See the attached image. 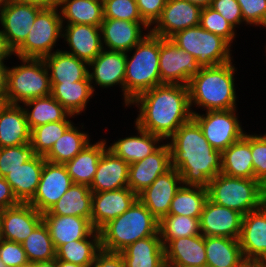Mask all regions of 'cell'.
<instances>
[{"label": "cell", "mask_w": 266, "mask_h": 267, "mask_svg": "<svg viewBox=\"0 0 266 267\" xmlns=\"http://www.w3.org/2000/svg\"><path fill=\"white\" fill-rule=\"evenodd\" d=\"M169 139L171 167L180 174L182 185L207 188L210 180L221 173V151L209 144L193 118Z\"/></svg>", "instance_id": "6da1fadb"}, {"label": "cell", "mask_w": 266, "mask_h": 267, "mask_svg": "<svg viewBox=\"0 0 266 267\" xmlns=\"http://www.w3.org/2000/svg\"><path fill=\"white\" fill-rule=\"evenodd\" d=\"M139 108L135 125L164 139L192 118L188 86L162 84L143 92L130 105ZM140 106V107H139Z\"/></svg>", "instance_id": "7a4b0ae2"}, {"label": "cell", "mask_w": 266, "mask_h": 267, "mask_svg": "<svg viewBox=\"0 0 266 267\" xmlns=\"http://www.w3.org/2000/svg\"><path fill=\"white\" fill-rule=\"evenodd\" d=\"M228 62L213 67H203L188 83L190 108L193 104L206 111L231 110L236 108L234 83L235 67Z\"/></svg>", "instance_id": "3957f363"}, {"label": "cell", "mask_w": 266, "mask_h": 267, "mask_svg": "<svg viewBox=\"0 0 266 267\" xmlns=\"http://www.w3.org/2000/svg\"><path fill=\"white\" fill-rule=\"evenodd\" d=\"M159 220L137 199L122 215L100 230L101 249L120 253L128 245L153 235H159Z\"/></svg>", "instance_id": "277c9868"}, {"label": "cell", "mask_w": 266, "mask_h": 267, "mask_svg": "<svg viewBox=\"0 0 266 267\" xmlns=\"http://www.w3.org/2000/svg\"><path fill=\"white\" fill-rule=\"evenodd\" d=\"M132 49L129 58L126 52L124 103L129 105L137 96L155 86L162 85L159 72V36L149 31Z\"/></svg>", "instance_id": "5b68a950"}, {"label": "cell", "mask_w": 266, "mask_h": 267, "mask_svg": "<svg viewBox=\"0 0 266 267\" xmlns=\"http://www.w3.org/2000/svg\"><path fill=\"white\" fill-rule=\"evenodd\" d=\"M208 198L243 216L259 209L264 203V186L254 178H238L219 173L210 180Z\"/></svg>", "instance_id": "8992f818"}, {"label": "cell", "mask_w": 266, "mask_h": 267, "mask_svg": "<svg viewBox=\"0 0 266 267\" xmlns=\"http://www.w3.org/2000/svg\"><path fill=\"white\" fill-rule=\"evenodd\" d=\"M21 65L8 67L7 100L23 104L51 94L49 71L43 59L18 58Z\"/></svg>", "instance_id": "52a82bcc"}, {"label": "cell", "mask_w": 266, "mask_h": 267, "mask_svg": "<svg viewBox=\"0 0 266 267\" xmlns=\"http://www.w3.org/2000/svg\"><path fill=\"white\" fill-rule=\"evenodd\" d=\"M170 39L195 57L200 68L213 67L233 60L231 45L221 36L206 31L200 25L177 32Z\"/></svg>", "instance_id": "ba28073f"}, {"label": "cell", "mask_w": 266, "mask_h": 267, "mask_svg": "<svg viewBox=\"0 0 266 267\" xmlns=\"http://www.w3.org/2000/svg\"><path fill=\"white\" fill-rule=\"evenodd\" d=\"M63 23L58 8H43L35 19L25 41L14 51L18 58L43 59L51 55L58 38H62Z\"/></svg>", "instance_id": "9c48e42d"}, {"label": "cell", "mask_w": 266, "mask_h": 267, "mask_svg": "<svg viewBox=\"0 0 266 267\" xmlns=\"http://www.w3.org/2000/svg\"><path fill=\"white\" fill-rule=\"evenodd\" d=\"M191 112L192 118L202 129L204 137L216 150L224 151L245 135L235 114L236 109L206 111L203 115L194 110Z\"/></svg>", "instance_id": "30bf717a"}, {"label": "cell", "mask_w": 266, "mask_h": 267, "mask_svg": "<svg viewBox=\"0 0 266 267\" xmlns=\"http://www.w3.org/2000/svg\"><path fill=\"white\" fill-rule=\"evenodd\" d=\"M199 70L194 56L177 47L172 39L159 36V72L163 84L187 86Z\"/></svg>", "instance_id": "8fae6325"}, {"label": "cell", "mask_w": 266, "mask_h": 267, "mask_svg": "<svg viewBox=\"0 0 266 267\" xmlns=\"http://www.w3.org/2000/svg\"><path fill=\"white\" fill-rule=\"evenodd\" d=\"M43 8L15 0H3L0 23L9 46L15 51L27 38L37 14Z\"/></svg>", "instance_id": "7c38bea8"}, {"label": "cell", "mask_w": 266, "mask_h": 267, "mask_svg": "<svg viewBox=\"0 0 266 267\" xmlns=\"http://www.w3.org/2000/svg\"><path fill=\"white\" fill-rule=\"evenodd\" d=\"M72 184V178L64 164L45 160L37 191L28 203L43 214L49 211Z\"/></svg>", "instance_id": "4fadbf2b"}, {"label": "cell", "mask_w": 266, "mask_h": 267, "mask_svg": "<svg viewBox=\"0 0 266 267\" xmlns=\"http://www.w3.org/2000/svg\"><path fill=\"white\" fill-rule=\"evenodd\" d=\"M238 240L246 262L266 263V203L243 216Z\"/></svg>", "instance_id": "5bb4252c"}, {"label": "cell", "mask_w": 266, "mask_h": 267, "mask_svg": "<svg viewBox=\"0 0 266 267\" xmlns=\"http://www.w3.org/2000/svg\"><path fill=\"white\" fill-rule=\"evenodd\" d=\"M202 8L186 0H167L156 25L150 32L162 38H171L177 32L199 26Z\"/></svg>", "instance_id": "9a60e30c"}, {"label": "cell", "mask_w": 266, "mask_h": 267, "mask_svg": "<svg viewBox=\"0 0 266 267\" xmlns=\"http://www.w3.org/2000/svg\"><path fill=\"white\" fill-rule=\"evenodd\" d=\"M243 215L207 199L199 218L203 236H218L238 239L241 232Z\"/></svg>", "instance_id": "2e32d148"}, {"label": "cell", "mask_w": 266, "mask_h": 267, "mask_svg": "<svg viewBox=\"0 0 266 267\" xmlns=\"http://www.w3.org/2000/svg\"><path fill=\"white\" fill-rule=\"evenodd\" d=\"M42 221V213L29 203L3 209L0 211L2 239L22 243Z\"/></svg>", "instance_id": "e0dca14e"}, {"label": "cell", "mask_w": 266, "mask_h": 267, "mask_svg": "<svg viewBox=\"0 0 266 267\" xmlns=\"http://www.w3.org/2000/svg\"><path fill=\"white\" fill-rule=\"evenodd\" d=\"M170 168L171 151L166 143L143 160L129 164L128 187L138 196Z\"/></svg>", "instance_id": "ac0fdd59"}, {"label": "cell", "mask_w": 266, "mask_h": 267, "mask_svg": "<svg viewBox=\"0 0 266 267\" xmlns=\"http://www.w3.org/2000/svg\"><path fill=\"white\" fill-rule=\"evenodd\" d=\"M182 185V179L176 169L170 168L159 175L153 183L138 195V199L158 219L168 215L171 201Z\"/></svg>", "instance_id": "d6986e66"}, {"label": "cell", "mask_w": 266, "mask_h": 267, "mask_svg": "<svg viewBox=\"0 0 266 267\" xmlns=\"http://www.w3.org/2000/svg\"><path fill=\"white\" fill-rule=\"evenodd\" d=\"M138 199V196L125 187L114 191L93 193L91 223L99 231L105 224L122 215Z\"/></svg>", "instance_id": "ffe728a7"}, {"label": "cell", "mask_w": 266, "mask_h": 267, "mask_svg": "<svg viewBox=\"0 0 266 267\" xmlns=\"http://www.w3.org/2000/svg\"><path fill=\"white\" fill-rule=\"evenodd\" d=\"M100 28L104 49L123 52H130L146 36L143 30L150 29L146 23L111 18H103Z\"/></svg>", "instance_id": "44dd1931"}, {"label": "cell", "mask_w": 266, "mask_h": 267, "mask_svg": "<svg viewBox=\"0 0 266 267\" xmlns=\"http://www.w3.org/2000/svg\"><path fill=\"white\" fill-rule=\"evenodd\" d=\"M88 67H92L90 69L93 70L88 72L91 84L95 81L96 85L103 88L119 84L124 97L126 52L107 50L103 47L101 53L88 64Z\"/></svg>", "instance_id": "7402d4cb"}, {"label": "cell", "mask_w": 266, "mask_h": 267, "mask_svg": "<svg viewBox=\"0 0 266 267\" xmlns=\"http://www.w3.org/2000/svg\"><path fill=\"white\" fill-rule=\"evenodd\" d=\"M62 37L71 51H64L80 60L90 63L103 50L101 28L88 24H67L63 26Z\"/></svg>", "instance_id": "603a6c76"}, {"label": "cell", "mask_w": 266, "mask_h": 267, "mask_svg": "<svg viewBox=\"0 0 266 267\" xmlns=\"http://www.w3.org/2000/svg\"><path fill=\"white\" fill-rule=\"evenodd\" d=\"M129 164L108 148L103 152L90 185L92 193L128 187Z\"/></svg>", "instance_id": "cb8c5ba5"}, {"label": "cell", "mask_w": 266, "mask_h": 267, "mask_svg": "<svg viewBox=\"0 0 266 267\" xmlns=\"http://www.w3.org/2000/svg\"><path fill=\"white\" fill-rule=\"evenodd\" d=\"M44 161V156L34 154L20 167L11 170L4 177L20 203H28L35 195L44 167Z\"/></svg>", "instance_id": "d4e9b609"}, {"label": "cell", "mask_w": 266, "mask_h": 267, "mask_svg": "<svg viewBox=\"0 0 266 267\" xmlns=\"http://www.w3.org/2000/svg\"><path fill=\"white\" fill-rule=\"evenodd\" d=\"M165 265L206 267L205 236L202 234L171 240L165 247Z\"/></svg>", "instance_id": "484cf974"}, {"label": "cell", "mask_w": 266, "mask_h": 267, "mask_svg": "<svg viewBox=\"0 0 266 267\" xmlns=\"http://www.w3.org/2000/svg\"><path fill=\"white\" fill-rule=\"evenodd\" d=\"M55 250L65 243L89 237L94 231L91 220L77 216L42 215Z\"/></svg>", "instance_id": "4316f807"}, {"label": "cell", "mask_w": 266, "mask_h": 267, "mask_svg": "<svg viewBox=\"0 0 266 267\" xmlns=\"http://www.w3.org/2000/svg\"><path fill=\"white\" fill-rule=\"evenodd\" d=\"M48 71L50 83H73L90 80L88 63L79 58L57 49L51 55L43 58Z\"/></svg>", "instance_id": "83f0119b"}, {"label": "cell", "mask_w": 266, "mask_h": 267, "mask_svg": "<svg viewBox=\"0 0 266 267\" xmlns=\"http://www.w3.org/2000/svg\"><path fill=\"white\" fill-rule=\"evenodd\" d=\"M22 106L8 104L0 113V148L30 144L31 130Z\"/></svg>", "instance_id": "f1b7e54d"}, {"label": "cell", "mask_w": 266, "mask_h": 267, "mask_svg": "<svg viewBox=\"0 0 266 267\" xmlns=\"http://www.w3.org/2000/svg\"><path fill=\"white\" fill-rule=\"evenodd\" d=\"M125 267H165L164 246L160 235H153L128 245L120 252Z\"/></svg>", "instance_id": "f546056e"}, {"label": "cell", "mask_w": 266, "mask_h": 267, "mask_svg": "<svg viewBox=\"0 0 266 267\" xmlns=\"http://www.w3.org/2000/svg\"><path fill=\"white\" fill-rule=\"evenodd\" d=\"M221 173L238 178H254L251 134H246L221 152Z\"/></svg>", "instance_id": "4dcf8cb0"}, {"label": "cell", "mask_w": 266, "mask_h": 267, "mask_svg": "<svg viewBox=\"0 0 266 267\" xmlns=\"http://www.w3.org/2000/svg\"><path fill=\"white\" fill-rule=\"evenodd\" d=\"M139 136H128L112 143L108 147L117 157L122 158L128 164L143 160L148 155L155 152L161 145L159 141L163 139L138 126L135 127Z\"/></svg>", "instance_id": "1f68e13d"}, {"label": "cell", "mask_w": 266, "mask_h": 267, "mask_svg": "<svg viewBox=\"0 0 266 267\" xmlns=\"http://www.w3.org/2000/svg\"><path fill=\"white\" fill-rule=\"evenodd\" d=\"M207 267H243L244 260L238 239L205 236Z\"/></svg>", "instance_id": "d6a6232c"}, {"label": "cell", "mask_w": 266, "mask_h": 267, "mask_svg": "<svg viewBox=\"0 0 266 267\" xmlns=\"http://www.w3.org/2000/svg\"><path fill=\"white\" fill-rule=\"evenodd\" d=\"M107 148L103 139L94 144L89 143L72 160L64 164L73 183L90 187L99 159Z\"/></svg>", "instance_id": "836d02e7"}, {"label": "cell", "mask_w": 266, "mask_h": 267, "mask_svg": "<svg viewBox=\"0 0 266 267\" xmlns=\"http://www.w3.org/2000/svg\"><path fill=\"white\" fill-rule=\"evenodd\" d=\"M92 197L89 186L73 183L49 211L42 215L77 216L91 220Z\"/></svg>", "instance_id": "e575fe53"}, {"label": "cell", "mask_w": 266, "mask_h": 267, "mask_svg": "<svg viewBox=\"0 0 266 267\" xmlns=\"http://www.w3.org/2000/svg\"><path fill=\"white\" fill-rule=\"evenodd\" d=\"M51 95L72 115H80L93 96L95 86L90 80L73 83H50Z\"/></svg>", "instance_id": "d590c367"}, {"label": "cell", "mask_w": 266, "mask_h": 267, "mask_svg": "<svg viewBox=\"0 0 266 267\" xmlns=\"http://www.w3.org/2000/svg\"><path fill=\"white\" fill-rule=\"evenodd\" d=\"M59 10L62 23L101 26L103 21V0H61Z\"/></svg>", "instance_id": "8d00e7d4"}, {"label": "cell", "mask_w": 266, "mask_h": 267, "mask_svg": "<svg viewBox=\"0 0 266 267\" xmlns=\"http://www.w3.org/2000/svg\"><path fill=\"white\" fill-rule=\"evenodd\" d=\"M101 250L100 233L95 230L89 237L60 245L56 249V258L83 267H91Z\"/></svg>", "instance_id": "74e56055"}, {"label": "cell", "mask_w": 266, "mask_h": 267, "mask_svg": "<svg viewBox=\"0 0 266 267\" xmlns=\"http://www.w3.org/2000/svg\"><path fill=\"white\" fill-rule=\"evenodd\" d=\"M23 104L30 130L49 122L63 121L70 115L51 94L29 100ZM25 106L26 108H24Z\"/></svg>", "instance_id": "f35d334b"}, {"label": "cell", "mask_w": 266, "mask_h": 267, "mask_svg": "<svg viewBox=\"0 0 266 267\" xmlns=\"http://www.w3.org/2000/svg\"><path fill=\"white\" fill-rule=\"evenodd\" d=\"M78 129L72 123L44 156L45 160L55 164H65L83 150L91 140L87 133Z\"/></svg>", "instance_id": "ab89813d"}, {"label": "cell", "mask_w": 266, "mask_h": 267, "mask_svg": "<svg viewBox=\"0 0 266 267\" xmlns=\"http://www.w3.org/2000/svg\"><path fill=\"white\" fill-rule=\"evenodd\" d=\"M207 199L206 187L181 185L171 201L168 214L200 218Z\"/></svg>", "instance_id": "60d3db41"}, {"label": "cell", "mask_w": 266, "mask_h": 267, "mask_svg": "<svg viewBox=\"0 0 266 267\" xmlns=\"http://www.w3.org/2000/svg\"><path fill=\"white\" fill-rule=\"evenodd\" d=\"M158 232L165 247L171 240L201 234L199 218L168 214L159 220Z\"/></svg>", "instance_id": "b9f144b4"}, {"label": "cell", "mask_w": 266, "mask_h": 267, "mask_svg": "<svg viewBox=\"0 0 266 267\" xmlns=\"http://www.w3.org/2000/svg\"><path fill=\"white\" fill-rule=\"evenodd\" d=\"M22 246L30 264L56 258V250L44 221L22 242Z\"/></svg>", "instance_id": "7bdbcfd3"}, {"label": "cell", "mask_w": 266, "mask_h": 267, "mask_svg": "<svg viewBox=\"0 0 266 267\" xmlns=\"http://www.w3.org/2000/svg\"><path fill=\"white\" fill-rule=\"evenodd\" d=\"M70 114L65 120L49 122L31 130V147L36 155L45 156L53 147L54 143L62 136L65 130L72 124Z\"/></svg>", "instance_id": "ee69618b"}, {"label": "cell", "mask_w": 266, "mask_h": 267, "mask_svg": "<svg viewBox=\"0 0 266 267\" xmlns=\"http://www.w3.org/2000/svg\"><path fill=\"white\" fill-rule=\"evenodd\" d=\"M199 25L206 31L221 36L230 45L236 37L235 28L219 12L210 7L202 8Z\"/></svg>", "instance_id": "f6af8a7d"}, {"label": "cell", "mask_w": 266, "mask_h": 267, "mask_svg": "<svg viewBox=\"0 0 266 267\" xmlns=\"http://www.w3.org/2000/svg\"><path fill=\"white\" fill-rule=\"evenodd\" d=\"M103 18L145 23L134 0H103Z\"/></svg>", "instance_id": "bcb514c9"}, {"label": "cell", "mask_w": 266, "mask_h": 267, "mask_svg": "<svg viewBox=\"0 0 266 267\" xmlns=\"http://www.w3.org/2000/svg\"><path fill=\"white\" fill-rule=\"evenodd\" d=\"M34 155L31 144L0 148V175L5 177Z\"/></svg>", "instance_id": "7dc6e473"}, {"label": "cell", "mask_w": 266, "mask_h": 267, "mask_svg": "<svg viewBox=\"0 0 266 267\" xmlns=\"http://www.w3.org/2000/svg\"><path fill=\"white\" fill-rule=\"evenodd\" d=\"M251 153L254 179L266 185V136L251 135Z\"/></svg>", "instance_id": "c3c4849f"}, {"label": "cell", "mask_w": 266, "mask_h": 267, "mask_svg": "<svg viewBox=\"0 0 266 267\" xmlns=\"http://www.w3.org/2000/svg\"><path fill=\"white\" fill-rule=\"evenodd\" d=\"M0 261L6 267H25L30 264L22 243L5 239L0 243Z\"/></svg>", "instance_id": "681fc988"}, {"label": "cell", "mask_w": 266, "mask_h": 267, "mask_svg": "<svg viewBox=\"0 0 266 267\" xmlns=\"http://www.w3.org/2000/svg\"><path fill=\"white\" fill-rule=\"evenodd\" d=\"M240 5L243 22L266 28V0H237Z\"/></svg>", "instance_id": "f907efd6"}, {"label": "cell", "mask_w": 266, "mask_h": 267, "mask_svg": "<svg viewBox=\"0 0 266 267\" xmlns=\"http://www.w3.org/2000/svg\"><path fill=\"white\" fill-rule=\"evenodd\" d=\"M209 7L219 12L233 27H237L243 22L237 0H212Z\"/></svg>", "instance_id": "816d5d0a"}, {"label": "cell", "mask_w": 266, "mask_h": 267, "mask_svg": "<svg viewBox=\"0 0 266 267\" xmlns=\"http://www.w3.org/2000/svg\"><path fill=\"white\" fill-rule=\"evenodd\" d=\"M139 14L150 27L160 18L167 0H137Z\"/></svg>", "instance_id": "f5cc1de1"}, {"label": "cell", "mask_w": 266, "mask_h": 267, "mask_svg": "<svg viewBox=\"0 0 266 267\" xmlns=\"http://www.w3.org/2000/svg\"><path fill=\"white\" fill-rule=\"evenodd\" d=\"M91 267H125V263L120 253L101 250Z\"/></svg>", "instance_id": "db71d44e"}, {"label": "cell", "mask_w": 266, "mask_h": 267, "mask_svg": "<svg viewBox=\"0 0 266 267\" xmlns=\"http://www.w3.org/2000/svg\"><path fill=\"white\" fill-rule=\"evenodd\" d=\"M20 202L14 196L10 184L0 177V211L18 205Z\"/></svg>", "instance_id": "11a10c76"}, {"label": "cell", "mask_w": 266, "mask_h": 267, "mask_svg": "<svg viewBox=\"0 0 266 267\" xmlns=\"http://www.w3.org/2000/svg\"><path fill=\"white\" fill-rule=\"evenodd\" d=\"M14 54L13 49L9 46L2 29L0 30V61L6 60Z\"/></svg>", "instance_id": "9f6ffc18"}, {"label": "cell", "mask_w": 266, "mask_h": 267, "mask_svg": "<svg viewBox=\"0 0 266 267\" xmlns=\"http://www.w3.org/2000/svg\"><path fill=\"white\" fill-rule=\"evenodd\" d=\"M15 1L36 5L41 8H59L61 0H15Z\"/></svg>", "instance_id": "6f0895ef"}, {"label": "cell", "mask_w": 266, "mask_h": 267, "mask_svg": "<svg viewBox=\"0 0 266 267\" xmlns=\"http://www.w3.org/2000/svg\"><path fill=\"white\" fill-rule=\"evenodd\" d=\"M8 67L0 61V94L7 93Z\"/></svg>", "instance_id": "680465c9"}, {"label": "cell", "mask_w": 266, "mask_h": 267, "mask_svg": "<svg viewBox=\"0 0 266 267\" xmlns=\"http://www.w3.org/2000/svg\"><path fill=\"white\" fill-rule=\"evenodd\" d=\"M32 267H57V258L32 263Z\"/></svg>", "instance_id": "91938a15"}, {"label": "cell", "mask_w": 266, "mask_h": 267, "mask_svg": "<svg viewBox=\"0 0 266 267\" xmlns=\"http://www.w3.org/2000/svg\"><path fill=\"white\" fill-rule=\"evenodd\" d=\"M192 4L198 5L201 8L209 7L212 0H186Z\"/></svg>", "instance_id": "94428289"}, {"label": "cell", "mask_w": 266, "mask_h": 267, "mask_svg": "<svg viewBox=\"0 0 266 267\" xmlns=\"http://www.w3.org/2000/svg\"><path fill=\"white\" fill-rule=\"evenodd\" d=\"M57 267H83V266L57 259Z\"/></svg>", "instance_id": "6125c7cd"}, {"label": "cell", "mask_w": 266, "mask_h": 267, "mask_svg": "<svg viewBox=\"0 0 266 267\" xmlns=\"http://www.w3.org/2000/svg\"><path fill=\"white\" fill-rule=\"evenodd\" d=\"M8 104L6 94H0V113L7 107Z\"/></svg>", "instance_id": "be15d7a7"}, {"label": "cell", "mask_w": 266, "mask_h": 267, "mask_svg": "<svg viewBox=\"0 0 266 267\" xmlns=\"http://www.w3.org/2000/svg\"><path fill=\"white\" fill-rule=\"evenodd\" d=\"M243 267H266V263L247 262Z\"/></svg>", "instance_id": "e7e4bbea"}, {"label": "cell", "mask_w": 266, "mask_h": 267, "mask_svg": "<svg viewBox=\"0 0 266 267\" xmlns=\"http://www.w3.org/2000/svg\"><path fill=\"white\" fill-rule=\"evenodd\" d=\"M165 267H197V266H178V265H165ZM207 267V266H206Z\"/></svg>", "instance_id": "03108f58"}, {"label": "cell", "mask_w": 266, "mask_h": 267, "mask_svg": "<svg viewBox=\"0 0 266 267\" xmlns=\"http://www.w3.org/2000/svg\"><path fill=\"white\" fill-rule=\"evenodd\" d=\"M264 200H265V203H266V185L264 186Z\"/></svg>", "instance_id": "003e7915"}, {"label": "cell", "mask_w": 266, "mask_h": 267, "mask_svg": "<svg viewBox=\"0 0 266 267\" xmlns=\"http://www.w3.org/2000/svg\"><path fill=\"white\" fill-rule=\"evenodd\" d=\"M2 241V233H1V229H0V243Z\"/></svg>", "instance_id": "a7ac6f4b"}, {"label": "cell", "mask_w": 266, "mask_h": 267, "mask_svg": "<svg viewBox=\"0 0 266 267\" xmlns=\"http://www.w3.org/2000/svg\"><path fill=\"white\" fill-rule=\"evenodd\" d=\"M0 267H6V266L0 261Z\"/></svg>", "instance_id": "89a4df30"}, {"label": "cell", "mask_w": 266, "mask_h": 267, "mask_svg": "<svg viewBox=\"0 0 266 267\" xmlns=\"http://www.w3.org/2000/svg\"><path fill=\"white\" fill-rule=\"evenodd\" d=\"M2 3H3V0H0V8H1V6H2Z\"/></svg>", "instance_id": "2644e50d"}, {"label": "cell", "mask_w": 266, "mask_h": 267, "mask_svg": "<svg viewBox=\"0 0 266 267\" xmlns=\"http://www.w3.org/2000/svg\"><path fill=\"white\" fill-rule=\"evenodd\" d=\"M25 267H32V263H31V264H29V265H27V266H25Z\"/></svg>", "instance_id": "8c879c8a"}]
</instances>
